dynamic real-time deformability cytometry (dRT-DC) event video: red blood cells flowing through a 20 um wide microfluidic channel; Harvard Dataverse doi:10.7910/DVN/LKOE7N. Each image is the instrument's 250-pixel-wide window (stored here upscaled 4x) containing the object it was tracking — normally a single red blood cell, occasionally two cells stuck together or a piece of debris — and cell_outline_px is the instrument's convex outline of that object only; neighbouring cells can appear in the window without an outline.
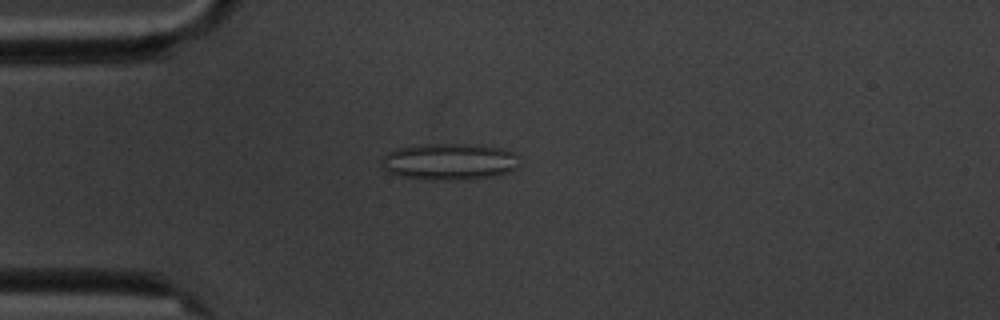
{"species": "common noctule bat (a hibernating species)", "species_latin": "Nyctalus noctula", "temperature_condition": "cold", "stored_images_in_passage": 5, "camera_frame_rate_fps": 3000, "um_per_image_px": 0.085, "animal": {"sex": "male", "body_mass_g": 20.1, "forearm_length_mm": 53.5}, "frame": {"image": 1, "passage_image": 4, "time_ms": 3.667, "image_size_px": [1000, 320], "cell_outline_px": [[516, 168], [508, 172], [492, 176], [468, 180], [432, 180], [400, 176], [388, 172], [380, 164], [380, 160], [388, 152], [396, 148], [424, 144], [476, 144], [500, 148], [512, 152], [516, 156]], "centroid_in_image_um": [38.14, 13.74], "position_along_channel_um": 46.9, "area_um2": 29.48}}
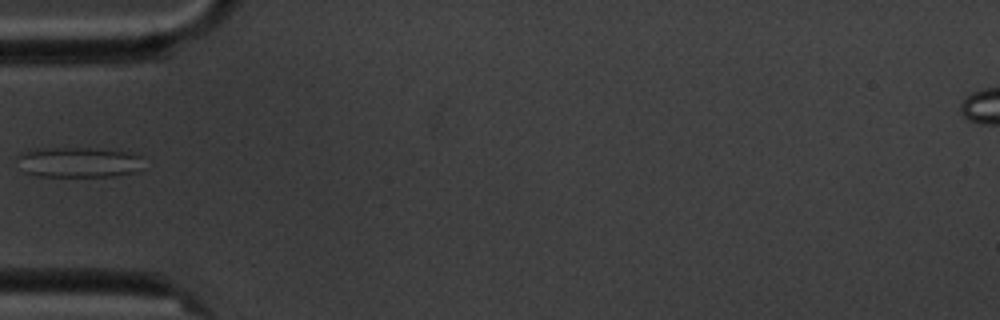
{"frame": {"image": 2, "passage_image": 5, "time_ms": 5.0, "image_size_px": [1000, 320], "cell_outline_px": [[144, 168], [136, 172], [116, 176], [36, 176], [24, 172], [16, 156], [24, 152], [36, 148], [116, 148], [140, 156]], "centroid_in_image_um": [6.74, 13.78], "position_along_channel_um": 78.3, "area_um2": 22.77}}